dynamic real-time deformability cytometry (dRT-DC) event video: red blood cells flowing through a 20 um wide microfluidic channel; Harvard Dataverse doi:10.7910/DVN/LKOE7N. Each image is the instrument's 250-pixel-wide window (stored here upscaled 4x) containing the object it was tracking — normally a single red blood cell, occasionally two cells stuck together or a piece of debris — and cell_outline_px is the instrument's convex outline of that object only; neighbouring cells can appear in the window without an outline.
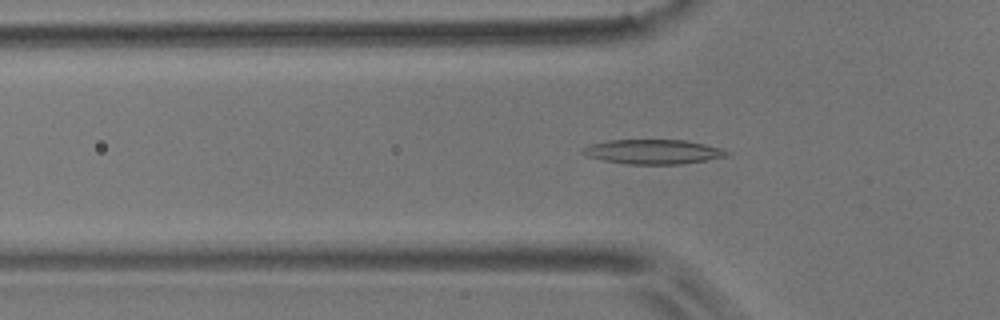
{"species": "common noctule bat (a hibernating species)", "species_latin": "Nyctalus noctula", "temperature_condition": "room temperature", "stored_images_in_passage": 39, "camera_frame_rate_fps": 3000, "um_per_image_px": 0.085, "animal": {"sex": "male", "body_mass_g": 17.9}, "frame": {"image": 1, "passage_image": 3, "time_ms": 0.667, "image_size_px": [1000, 320], "cell_outline_px": [[732, 152], [728, 156], [680, 164], [628, 164], [604, 160], [588, 156], [580, 152], [580, 148], [588, 144], [608, 140], [684, 140], [704, 144], [720, 148]], "centroid_in_image_um": [55.47, 12.89], "position_along_channel_um": 70.3, "area_um2": 20.58}}
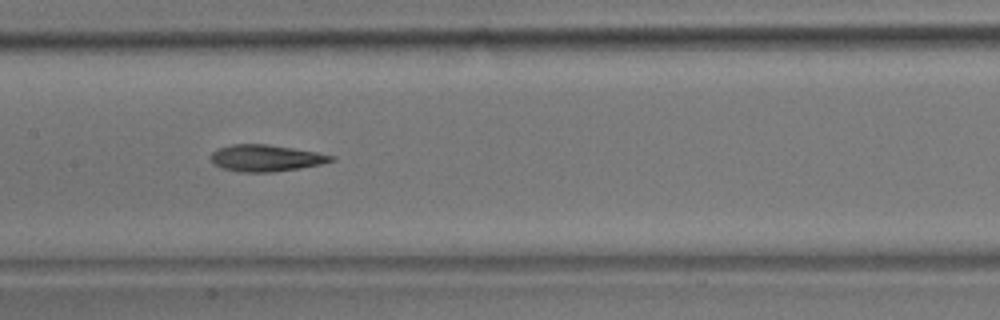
{"frame": {"image": 2, "passage_image": 12, "time_ms": 3.667, "image_size_px": [1000, 320], "cell_outline_px": [[336, 160], [320, 164], [300, 168], [272, 172], [240, 172], [220, 168], [212, 160], [212, 152], [216, 148], [232, 144], [268, 144], [316, 152], [336, 156]], "centroid_in_image_um": [22.6, 13.43], "position_along_channel_um": 184.8, "area_um2": 18.67}}
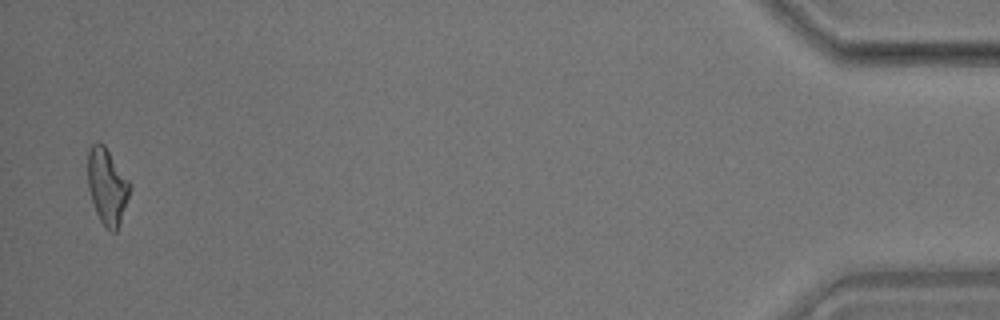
{"frame": {"image": 3, "passage_image": 38, "time_ms": 12.333, "image_size_px": [1000, 320], "cell_outline_px": [[132, 188], [116, 232], [112, 232], [104, 228], [96, 212], [88, 188], [88, 152], [92, 144], [104, 144], [132, 184]], "centroid_in_image_um": [9.13, 15.86], "position_along_channel_um": 426.1, "area_um2": 18.61}, "authors_computed_cell_mechanics": {"area_um2": 18.5538, "velocity_mm_per_s": 3.7858, "shape_relaxation_time_tau1_ms": null, "shape_relaxation_time_tau2_ms": 3.9391, "deformation_change_tau1": null, "deformation_change_tau2": 0.1429}}